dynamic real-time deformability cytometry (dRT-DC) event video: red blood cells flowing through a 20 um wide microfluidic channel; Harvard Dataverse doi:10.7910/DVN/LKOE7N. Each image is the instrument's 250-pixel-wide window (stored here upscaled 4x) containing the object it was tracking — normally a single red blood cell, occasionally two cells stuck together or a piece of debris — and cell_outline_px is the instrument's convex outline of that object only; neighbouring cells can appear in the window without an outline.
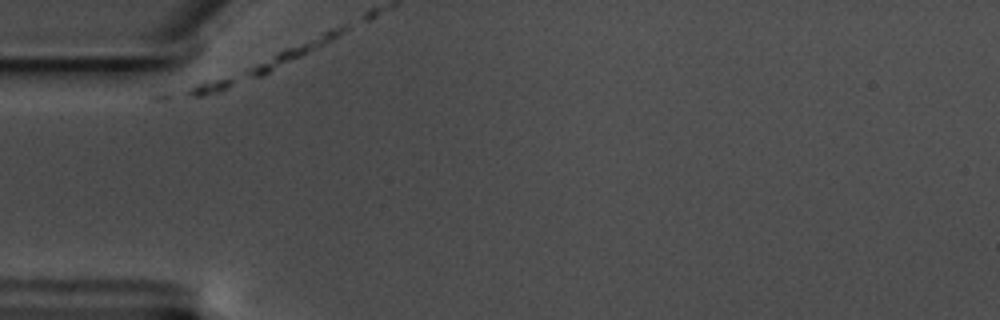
{"species": "common noctule bat (a hibernating species)", "species_latin": "Nyctalus noctula", "temperature_condition": "warm", "stored_images_in_passage": 5, "camera_frame_rate_fps": 3000, "um_per_image_px": 0.085, "animal": {"sex": "male", "body_mass_g": 17.5, "forearm_length_mm": 52.3}, "frame": {"image": 1, "passage_image": 1, "time_ms": 0.0, "image_size_px": [1000, 320], "cell_outline_px": [[348, 28], [332, 40], [260, 76], [220, 92], [200, 96], [192, 96], [188, 92], [192, 88], [200, 84], [284, 48], [332, 28], [344, 24]], "centroid_in_image_um": [22.56, 5.41], "position_along_channel_um": 62.4, "area_um2": 16.42}}